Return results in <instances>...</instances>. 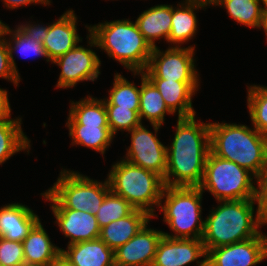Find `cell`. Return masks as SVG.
Wrapping results in <instances>:
<instances>
[{
    "label": "cell",
    "instance_id": "cell-1",
    "mask_svg": "<svg viewBox=\"0 0 267 266\" xmlns=\"http://www.w3.org/2000/svg\"><path fill=\"white\" fill-rule=\"evenodd\" d=\"M175 130L171 146L166 147L167 170L164 184L198 187L211 151L210 123H197L195 116L179 117Z\"/></svg>",
    "mask_w": 267,
    "mask_h": 266
},
{
    "label": "cell",
    "instance_id": "cell-2",
    "mask_svg": "<svg viewBox=\"0 0 267 266\" xmlns=\"http://www.w3.org/2000/svg\"><path fill=\"white\" fill-rule=\"evenodd\" d=\"M212 209L204 220L202 242L206 253L210 249L248 240L258 236L264 224L258 208L254 214L256 199L228 200Z\"/></svg>",
    "mask_w": 267,
    "mask_h": 266
},
{
    "label": "cell",
    "instance_id": "cell-3",
    "mask_svg": "<svg viewBox=\"0 0 267 266\" xmlns=\"http://www.w3.org/2000/svg\"><path fill=\"white\" fill-rule=\"evenodd\" d=\"M210 149L258 178L267 167V136L255 128L235 123H210Z\"/></svg>",
    "mask_w": 267,
    "mask_h": 266
},
{
    "label": "cell",
    "instance_id": "cell-4",
    "mask_svg": "<svg viewBox=\"0 0 267 266\" xmlns=\"http://www.w3.org/2000/svg\"><path fill=\"white\" fill-rule=\"evenodd\" d=\"M87 28L90 47L106 51L109 57L132 72H143L147 68L153 48L144 39L136 22L114 20Z\"/></svg>",
    "mask_w": 267,
    "mask_h": 266
},
{
    "label": "cell",
    "instance_id": "cell-5",
    "mask_svg": "<svg viewBox=\"0 0 267 266\" xmlns=\"http://www.w3.org/2000/svg\"><path fill=\"white\" fill-rule=\"evenodd\" d=\"M110 190L129 202L135 209L154 217V206L159 207L165 187L163 178L134 165L124 158L112 166L108 174ZM154 205V206H153Z\"/></svg>",
    "mask_w": 267,
    "mask_h": 266
},
{
    "label": "cell",
    "instance_id": "cell-6",
    "mask_svg": "<svg viewBox=\"0 0 267 266\" xmlns=\"http://www.w3.org/2000/svg\"><path fill=\"white\" fill-rule=\"evenodd\" d=\"M202 194L199 187L165 186L160 210L164 213V222L174 235L163 232L168 238L202 239L204 220L202 221ZM166 197V199L164 198ZM164 199V206L162 200Z\"/></svg>",
    "mask_w": 267,
    "mask_h": 266
},
{
    "label": "cell",
    "instance_id": "cell-7",
    "mask_svg": "<svg viewBox=\"0 0 267 266\" xmlns=\"http://www.w3.org/2000/svg\"><path fill=\"white\" fill-rule=\"evenodd\" d=\"M59 176L50 189L41 193L53 203L51 209H74L96 215L105 196L111 191L108 179L102 183L65 169Z\"/></svg>",
    "mask_w": 267,
    "mask_h": 266
},
{
    "label": "cell",
    "instance_id": "cell-8",
    "mask_svg": "<svg viewBox=\"0 0 267 266\" xmlns=\"http://www.w3.org/2000/svg\"><path fill=\"white\" fill-rule=\"evenodd\" d=\"M253 179L257 180L248 170L210 151L198 187L202 192L208 190L217 201L256 199L257 188Z\"/></svg>",
    "mask_w": 267,
    "mask_h": 266
},
{
    "label": "cell",
    "instance_id": "cell-9",
    "mask_svg": "<svg viewBox=\"0 0 267 266\" xmlns=\"http://www.w3.org/2000/svg\"><path fill=\"white\" fill-rule=\"evenodd\" d=\"M194 46H171L167 50L160 51L156 46L143 71L147 79H164L168 81H199V75L195 69Z\"/></svg>",
    "mask_w": 267,
    "mask_h": 266
},
{
    "label": "cell",
    "instance_id": "cell-10",
    "mask_svg": "<svg viewBox=\"0 0 267 266\" xmlns=\"http://www.w3.org/2000/svg\"><path fill=\"white\" fill-rule=\"evenodd\" d=\"M155 134L142 123L129 131L131 144L127 149L126 161L160 175L163 179L167 170L166 147L157 138L161 125L151 124Z\"/></svg>",
    "mask_w": 267,
    "mask_h": 266
},
{
    "label": "cell",
    "instance_id": "cell-11",
    "mask_svg": "<svg viewBox=\"0 0 267 266\" xmlns=\"http://www.w3.org/2000/svg\"><path fill=\"white\" fill-rule=\"evenodd\" d=\"M52 63L61 68L57 88H72L78 82L95 81L100 73L101 61L92 49L76 45Z\"/></svg>",
    "mask_w": 267,
    "mask_h": 266
},
{
    "label": "cell",
    "instance_id": "cell-12",
    "mask_svg": "<svg viewBox=\"0 0 267 266\" xmlns=\"http://www.w3.org/2000/svg\"><path fill=\"white\" fill-rule=\"evenodd\" d=\"M267 258V236L262 232L248 240L210 249L206 266H255Z\"/></svg>",
    "mask_w": 267,
    "mask_h": 266
},
{
    "label": "cell",
    "instance_id": "cell-13",
    "mask_svg": "<svg viewBox=\"0 0 267 266\" xmlns=\"http://www.w3.org/2000/svg\"><path fill=\"white\" fill-rule=\"evenodd\" d=\"M147 225L148 223L128 242L114 250L115 266L152 265L163 232L147 228Z\"/></svg>",
    "mask_w": 267,
    "mask_h": 266
},
{
    "label": "cell",
    "instance_id": "cell-14",
    "mask_svg": "<svg viewBox=\"0 0 267 266\" xmlns=\"http://www.w3.org/2000/svg\"><path fill=\"white\" fill-rule=\"evenodd\" d=\"M207 253L201 239L168 238L162 236L151 266H186Z\"/></svg>",
    "mask_w": 267,
    "mask_h": 266
},
{
    "label": "cell",
    "instance_id": "cell-15",
    "mask_svg": "<svg viewBox=\"0 0 267 266\" xmlns=\"http://www.w3.org/2000/svg\"><path fill=\"white\" fill-rule=\"evenodd\" d=\"M61 232L69 237L68 245L92 241L100 237V227L96 215L74 209H52Z\"/></svg>",
    "mask_w": 267,
    "mask_h": 266
},
{
    "label": "cell",
    "instance_id": "cell-16",
    "mask_svg": "<svg viewBox=\"0 0 267 266\" xmlns=\"http://www.w3.org/2000/svg\"><path fill=\"white\" fill-rule=\"evenodd\" d=\"M76 21L77 17L74 10L69 9L57 21L48 25L47 36L42 45L51 62L82 41V38L77 34Z\"/></svg>",
    "mask_w": 267,
    "mask_h": 266
},
{
    "label": "cell",
    "instance_id": "cell-17",
    "mask_svg": "<svg viewBox=\"0 0 267 266\" xmlns=\"http://www.w3.org/2000/svg\"><path fill=\"white\" fill-rule=\"evenodd\" d=\"M162 95L167 107L179 117L195 116L192 97L198 91L199 81H168L148 79Z\"/></svg>",
    "mask_w": 267,
    "mask_h": 266
},
{
    "label": "cell",
    "instance_id": "cell-18",
    "mask_svg": "<svg viewBox=\"0 0 267 266\" xmlns=\"http://www.w3.org/2000/svg\"><path fill=\"white\" fill-rule=\"evenodd\" d=\"M39 220L28 206L20 203L4 205L0 208V237L22 242Z\"/></svg>",
    "mask_w": 267,
    "mask_h": 266
},
{
    "label": "cell",
    "instance_id": "cell-19",
    "mask_svg": "<svg viewBox=\"0 0 267 266\" xmlns=\"http://www.w3.org/2000/svg\"><path fill=\"white\" fill-rule=\"evenodd\" d=\"M61 256L73 266H115L114 250L100 238L68 245Z\"/></svg>",
    "mask_w": 267,
    "mask_h": 266
},
{
    "label": "cell",
    "instance_id": "cell-20",
    "mask_svg": "<svg viewBox=\"0 0 267 266\" xmlns=\"http://www.w3.org/2000/svg\"><path fill=\"white\" fill-rule=\"evenodd\" d=\"M25 265L51 266L60 256L61 249L52 244L39 220L22 241Z\"/></svg>",
    "mask_w": 267,
    "mask_h": 266
},
{
    "label": "cell",
    "instance_id": "cell-21",
    "mask_svg": "<svg viewBox=\"0 0 267 266\" xmlns=\"http://www.w3.org/2000/svg\"><path fill=\"white\" fill-rule=\"evenodd\" d=\"M151 218L147 212L135 209L130 215L101 228L99 238L109 248L116 250L134 237Z\"/></svg>",
    "mask_w": 267,
    "mask_h": 266
},
{
    "label": "cell",
    "instance_id": "cell-22",
    "mask_svg": "<svg viewBox=\"0 0 267 266\" xmlns=\"http://www.w3.org/2000/svg\"><path fill=\"white\" fill-rule=\"evenodd\" d=\"M135 22L152 48L156 47L155 40L162 37L168 42L172 22V5L153 6L141 13Z\"/></svg>",
    "mask_w": 267,
    "mask_h": 266
},
{
    "label": "cell",
    "instance_id": "cell-23",
    "mask_svg": "<svg viewBox=\"0 0 267 266\" xmlns=\"http://www.w3.org/2000/svg\"><path fill=\"white\" fill-rule=\"evenodd\" d=\"M177 6L174 8L172 5V22L168 43L176 44L179 47L182 43L193 39L197 31V17L194 11L199 8L204 9L207 5L185 0L184 3Z\"/></svg>",
    "mask_w": 267,
    "mask_h": 266
},
{
    "label": "cell",
    "instance_id": "cell-24",
    "mask_svg": "<svg viewBox=\"0 0 267 266\" xmlns=\"http://www.w3.org/2000/svg\"><path fill=\"white\" fill-rule=\"evenodd\" d=\"M141 76L139 117L151 124H164L165 114H174L166 105L159 90L145 77L143 72H133Z\"/></svg>",
    "mask_w": 267,
    "mask_h": 266
},
{
    "label": "cell",
    "instance_id": "cell-25",
    "mask_svg": "<svg viewBox=\"0 0 267 266\" xmlns=\"http://www.w3.org/2000/svg\"><path fill=\"white\" fill-rule=\"evenodd\" d=\"M21 118L10 117L0 119V165L11 156L30 148V140L24 135Z\"/></svg>",
    "mask_w": 267,
    "mask_h": 266
},
{
    "label": "cell",
    "instance_id": "cell-26",
    "mask_svg": "<svg viewBox=\"0 0 267 266\" xmlns=\"http://www.w3.org/2000/svg\"><path fill=\"white\" fill-rule=\"evenodd\" d=\"M66 125H108L104 99L88 96L81 101H72Z\"/></svg>",
    "mask_w": 267,
    "mask_h": 266
},
{
    "label": "cell",
    "instance_id": "cell-27",
    "mask_svg": "<svg viewBox=\"0 0 267 266\" xmlns=\"http://www.w3.org/2000/svg\"><path fill=\"white\" fill-rule=\"evenodd\" d=\"M72 144L92 148L104 155L115 136L108 125H66Z\"/></svg>",
    "mask_w": 267,
    "mask_h": 266
},
{
    "label": "cell",
    "instance_id": "cell-28",
    "mask_svg": "<svg viewBox=\"0 0 267 266\" xmlns=\"http://www.w3.org/2000/svg\"><path fill=\"white\" fill-rule=\"evenodd\" d=\"M260 0H218L214 5L224 6L229 16L237 23L261 28L263 12Z\"/></svg>",
    "mask_w": 267,
    "mask_h": 266
},
{
    "label": "cell",
    "instance_id": "cell-29",
    "mask_svg": "<svg viewBox=\"0 0 267 266\" xmlns=\"http://www.w3.org/2000/svg\"><path fill=\"white\" fill-rule=\"evenodd\" d=\"M114 83L109 91V97L104 99L105 106L129 108L137 113L140 107V88L129 82L121 74L114 75Z\"/></svg>",
    "mask_w": 267,
    "mask_h": 266
},
{
    "label": "cell",
    "instance_id": "cell-30",
    "mask_svg": "<svg viewBox=\"0 0 267 266\" xmlns=\"http://www.w3.org/2000/svg\"><path fill=\"white\" fill-rule=\"evenodd\" d=\"M12 35L9 41L6 40L8 45L9 53H10V61L12 69L19 75L18 69L16 67L15 59L13 57V52L18 51L23 57H27L30 55L34 56H43L47 62H50L48 59L46 50L44 49L42 43H39L33 40L30 36L26 35L19 27L15 30L8 28L6 35ZM13 44V45H12ZM32 57V56H31Z\"/></svg>",
    "mask_w": 267,
    "mask_h": 266
},
{
    "label": "cell",
    "instance_id": "cell-31",
    "mask_svg": "<svg viewBox=\"0 0 267 266\" xmlns=\"http://www.w3.org/2000/svg\"><path fill=\"white\" fill-rule=\"evenodd\" d=\"M247 106L254 128L267 136V87L251 85L248 87Z\"/></svg>",
    "mask_w": 267,
    "mask_h": 266
},
{
    "label": "cell",
    "instance_id": "cell-32",
    "mask_svg": "<svg viewBox=\"0 0 267 266\" xmlns=\"http://www.w3.org/2000/svg\"><path fill=\"white\" fill-rule=\"evenodd\" d=\"M134 210L135 208L123 197L110 191L98 209L96 219L101 229L112 221L130 215Z\"/></svg>",
    "mask_w": 267,
    "mask_h": 266
},
{
    "label": "cell",
    "instance_id": "cell-33",
    "mask_svg": "<svg viewBox=\"0 0 267 266\" xmlns=\"http://www.w3.org/2000/svg\"><path fill=\"white\" fill-rule=\"evenodd\" d=\"M107 110L108 126L115 135L119 130L131 131L142 122L139 114L129 108H118V106H105Z\"/></svg>",
    "mask_w": 267,
    "mask_h": 266
},
{
    "label": "cell",
    "instance_id": "cell-34",
    "mask_svg": "<svg viewBox=\"0 0 267 266\" xmlns=\"http://www.w3.org/2000/svg\"><path fill=\"white\" fill-rule=\"evenodd\" d=\"M25 258L22 242L0 237V266H24Z\"/></svg>",
    "mask_w": 267,
    "mask_h": 266
},
{
    "label": "cell",
    "instance_id": "cell-35",
    "mask_svg": "<svg viewBox=\"0 0 267 266\" xmlns=\"http://www.w3.org/2000/svg\"><path fill=\"white\" fill-rule=\"evenodd\" d=\"M0 78L13 82L15 86H18V83L20 82V75H18L11 66L6 38L0 40Z\"/></svg>",
    "mask_w": 267,
    "mask_h": 266
},
{
    "label": "cell",
    "instance_id": "cell-36",
    "mask_svg": "<svg viewBox=\"0 0 267 266\" xmlns=\"http://www.w3.org/2000/svg\"><path fill=\"white\" fill-rule=\"evenodd\" d=\"M257 208L264 225L267 224V167L257 178Z\"/></svg>",
    "mask_w": 267,
    "mask_h": 266
},
{
    "label": "cell",
    "instance_id": "cell-37",
    "mask_svg": "<svg viewBox=\"0 0 267 266\" xmlns=\"http://www.w3.org/2000/svg\"><path fill=\"white\" fill-rule=\"evenodd\" d=\"M18 27L28 36H30L33 40L43 43L48 32V25H36V24H25V25H18Z\"/></svg>",
    "mask_w": 267,
    "mask_h": 266
},
{
    "label": "cell",
    "instance_id": "cell-38",
    "mask_svg": "<svg viewBox=\"0 0 267 266\" xmlns=\"http://www.w3.org/2000/svg\"><path fill=\"white\" fill-rule=\"evenodd\" d=\"M5 7H8V9H17L19 6H26L29 4L34 3H41L43 5H50V0H3Z\"/></svg>",
    "mask_w": 267,
    "mask_h": 266
},
{
    "label": "cell",
    "instance_id": "cell-39",
    "mask_svg": "<svg viewBox=\"0 0 267 266\" xmlns=\"http://www.w3.org/2000/svg\"><path fill=\"white\" fill-rule=\"evenodd\" d=\"M7 93L6 90L0 88V119L11 116V107Z\"/></svg>",
    "mask_w": 267,
    "mask_h": 266
},
{
    "label": "cell",
    "instance_id": "cell-40",
    "mask_svg": "<svg viewBox=\"0 0 267 266\" xmlns=\"http://www.w3.org/2000/svg\"><path fill=\"white\" fill-rule=\"evenodd\" d=\"M51 266H73L62 256H60Z\"/></svg>",
    "mask_w": 267,
    "mask_h": 266
},
{
    "label": "cell",
    "instance_id": "cell-41",
    "mask_svg": "<svg viewBox=\"0 0 267 266\" xmlns=\"http://www.w3.org/2000/svg\"><path fill=\"white\" fill-rule=\"evenodd\" d=\"M8 28L9 26L7 24H4L2 20H0V40L1 38H4V35L6 36Z\"/></svg>",
    "mask_w": 267,
    "mask_h": 266
},
{
    "label": "cell",
    "instance_id": "cell-42",
    "mask_svg": "<svg viewBox=\"0 0 267 266\" xmlns=\"http://www.w3.org/2000/svg\"><path fill=\"white\" fill-rule=\"evenodd\" d=\"M190 1H195V2H198V3H202V4H205V5H214L218 0H190Z\"/></svg>",
    "mask_w": 267,
    "mask_h": 266
},
{
    "label": "cell",
    "instance_id": "cell-43",
    "mask_svg": "<svg viewBox=\"0 0 267 266\" xmlns=\"http://www.w3.org/2000/svg\"><path fill=\"white\" fill-rule=\"evenodd\" d=\"M262 29L265 31L267 37V15H263Z\"/></svg>",
    "mask_w": 267,
    "mask_h": 266
},
{
    "label": "cell",
    "instance_id": "cell-44",
    "mask_svg": "<svg viewBox=\"0 0 267 266\" xmlns=\"http://www.w3.org/2000/svg\"><path fill=\"white\" fill-rule=\"evenodd\" d=\"M260 3H263L264 7L261 6L263 15H267V0H260Z\"/></svg>",
    "mask_w": 267,
    "mask_h": 266
},
{
    "label": "cell",
    "instance_id": "cell-45",
    "mask_svg": "<svg viewBox=\"0 0 267 266\" xmlns=\"http://www.w3.org/2000/svg\"><path fill=\"white\" fill-rule=\"evenodd\" d=\"M196 263L198 264V266H206V260H198Z\"/></svg>",
    "mask_w": 267,
    "mask_h": 266
},
{
    "label": "cell",
    "instance_id": "cell-46",
    "mask_svg": "<svg viewBox=\"0 0 267 266\" xmlns=\"http://www.w3.org/2000/svg\"><path fill=\"white\" fill-rule=\"evenodd\" d=\"M24 266H41V265H24Z\"/></svg>",
    "mask_w": 267,
    "mask_h": 266
}]
</instances>
